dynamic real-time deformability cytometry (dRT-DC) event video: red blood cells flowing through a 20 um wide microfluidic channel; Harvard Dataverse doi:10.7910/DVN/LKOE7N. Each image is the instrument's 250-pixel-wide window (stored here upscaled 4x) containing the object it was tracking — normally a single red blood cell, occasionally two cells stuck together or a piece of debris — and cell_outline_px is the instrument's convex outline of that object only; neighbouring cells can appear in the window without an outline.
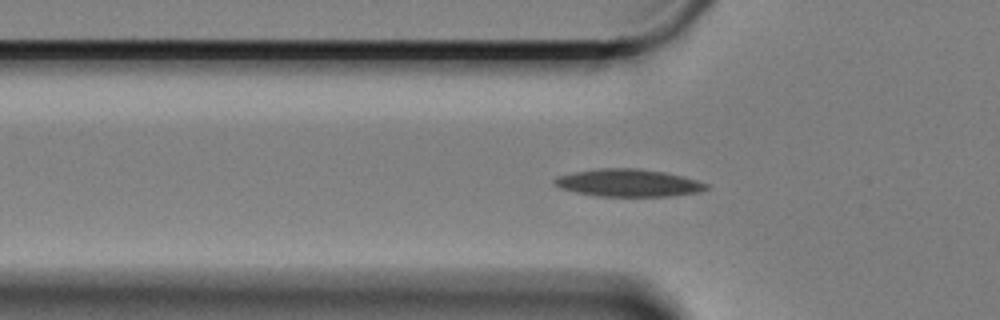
{"species": "Egyptian fruit bat (a non-hibernating species)", "species_latin": "Rousettus aegyptiacus", "temperature_condition": "cold", "stored_images_in_passage": 47, "camera_frame_rate_fps": 3000, "um_per_image_px": 0.085, "animal": {"sex": "female"}, "frame": {"image": 1, "passage_image": 5, "time_ms": 1.333, "image_size_px": [1000, 320], "cell_outline_px": [[712, 184], [708, 188], [700, 192], [672, 196], [596, 196], [576, 192], [560, 188], [552, 184], [552, 180], [556, 176], [572, 172], [600, 168], [640, 168], [664, 172], [684, 176]], "centroid_in_image_um": [53.42, 15.54], "position_along_channel_um": 72.4, "area_um2": 24.74}}
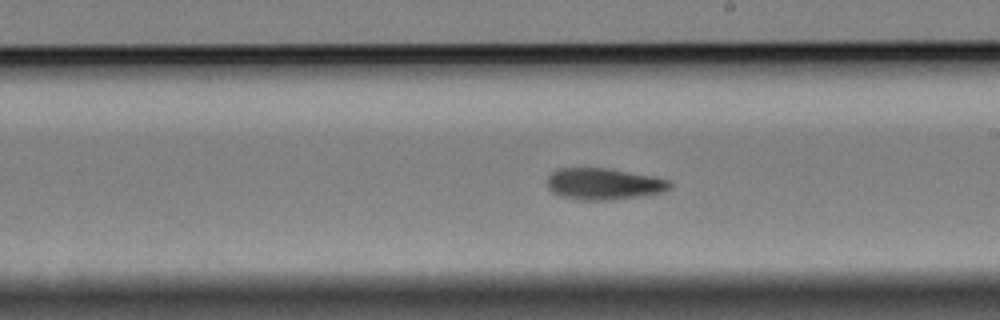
{"frame": {"image": 2, "passage_image": 20, "time_ms": 6.333, "image_size_px": [1000, 320], "cell_outline_px": [[672, 188], [664, 192], [640, 196], [608, 200], [580, 200], [560, 196], [552, 192], [548, 188], [548, 176], [552, 172], [560, 168], [604, 168], [652, 176], [672, 180]], "centroid_in_image_um": [51.34, 15.64], "position_along_channel_um": 237.7, "area_um2": 22.54}}
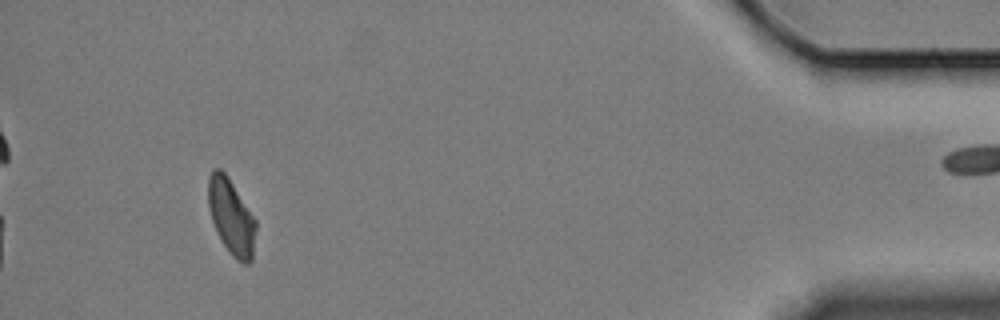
{"frame": {"image": 3, "passage_image": 42, "time_ms": 13.667, "image_size_px": [1000, 320], "cell_outline_px": [[256, 228], [252, 260], [248, 264], [244, 264], [236, 260], [232, 256], [220, 240], [216, 232], [212, 220], [208, 204], [208, 176], [212, 168], [220, 168], [228, 176], [256, 220]], "centroid_in_image_um": [19.65, 18.43], "position_along_channel_um": 415.6, "area_um2": 21.15}, "authors_computed_cell_mechanics": {"area_um2": 22.3686, "velocity_mm_per_s": 3.2926, "shape_relaxation_time_tau1_ms": 6.1413, "shape_relaxation_time_tau2_ms": 7.0519, "deformation_change_tau1": 0.1445, "deformation_change_tau2": 0.1386}}